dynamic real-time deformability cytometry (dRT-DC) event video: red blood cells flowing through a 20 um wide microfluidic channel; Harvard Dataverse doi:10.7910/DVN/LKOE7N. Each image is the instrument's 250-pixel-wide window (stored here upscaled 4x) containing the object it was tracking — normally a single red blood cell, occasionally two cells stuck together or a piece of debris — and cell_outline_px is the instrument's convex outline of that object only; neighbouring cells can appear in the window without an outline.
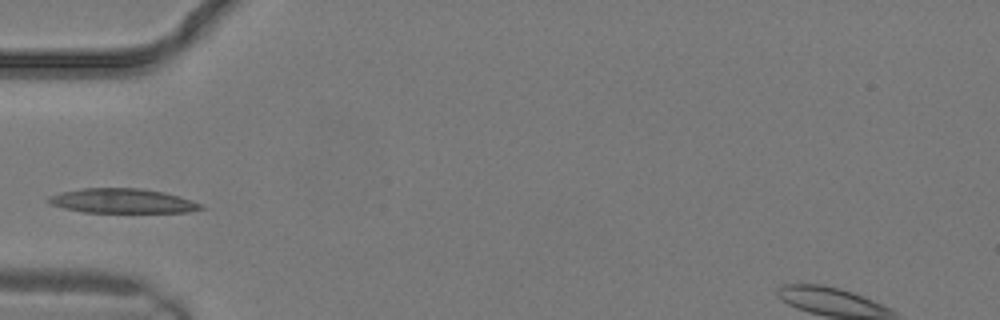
{"species": "common noctule bat (a hibernating species)", "species_latin": "Nyctalus noctula", "temperature_condition": "warm", "stored_images_in_passage": 2, "camera_frame_rate_fps": 3000, "um_per_image_px": 0.085, "animal": {"sex": "male", "body_mass_g": 19.2, "forearm_length_mm": 51.8}, "frame": {"image": 1, "passage_image": 1, "time_ms": 0.0, "image_size_px": [1000, 320], "cell_outline_px": [[204, 208], [188, 212], [84, 212], [64, 208], [52, 204], [44, 200], [48, 196], [60, 192], [80, 188], [140, 188], [164, 192], [192, 200], [204, 204]], "centroid_in_image_um": [10.39, 17.07], "position_along_channel_um": 74.6, "area_um2": 21.85}}